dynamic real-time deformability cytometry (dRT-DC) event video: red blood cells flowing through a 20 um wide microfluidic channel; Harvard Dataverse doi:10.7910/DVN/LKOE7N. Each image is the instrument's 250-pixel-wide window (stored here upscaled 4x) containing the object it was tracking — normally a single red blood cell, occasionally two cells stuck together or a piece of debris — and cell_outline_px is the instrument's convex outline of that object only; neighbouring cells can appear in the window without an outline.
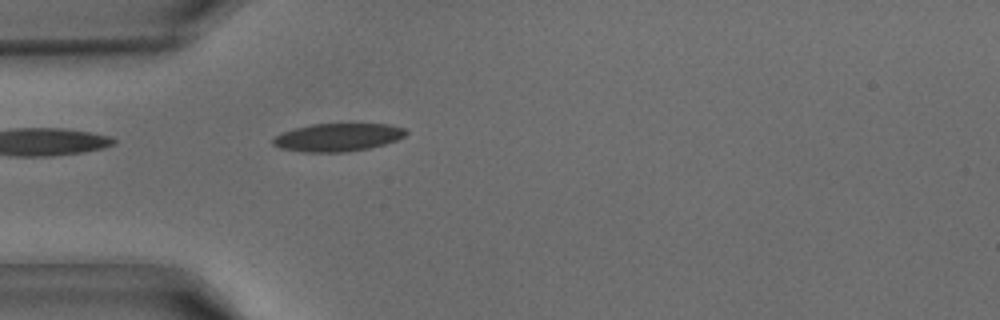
{"species": "common noctule bat (a hibernating species)", "species_latin": "Nyctalus noctula", "temperature_condition": "warm", "stored_images_in_passage": 31, "camera_frame_rate_fps": 3000, "um_per_image_px": 0.085, "animal": {"sex": "male", "body_mass_g": 15.6}, "frame": {"image": 1, "passage_image": 1, "time_ms": 0.0, "image_size_px": [1000, 320], "cell_outline_px": [[408, 132], [404, 136], [396, 140], [384, 144], [368, 148], [348, 152], [304, 152], [280, 148], [272, 144], [272, 140], [276, 136], [284, 132], [296, 128], [312, 124], [388, 124], [404, 128]], "centroid_in_image_um": [28.72, 11.67], "position_along_channel_um": 56.3, "area_um2": 21.5}}
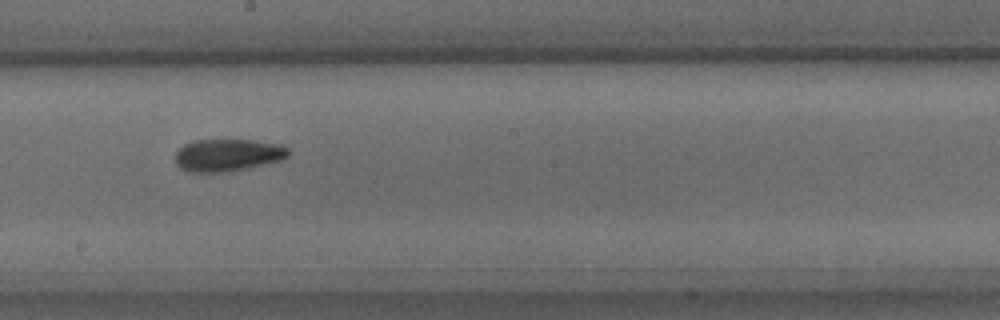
{"frame": {"image": 2, "passage_image": 12, "time_ms": 3.667, "image_size_px": [1000, 320], "cell_outline_px": [[292, 152], [288, 156], [280, 160], [232, 172], [188, 172], [180, 168], [176, 164], [176, 152], [184, 144], [196, 140], [252, 140], [280, 144], [288, 148]], "centroid_in_image_um": [19.37, 13.19], "position_along_channel_um": 228.8, "area_um2": 21.44}}
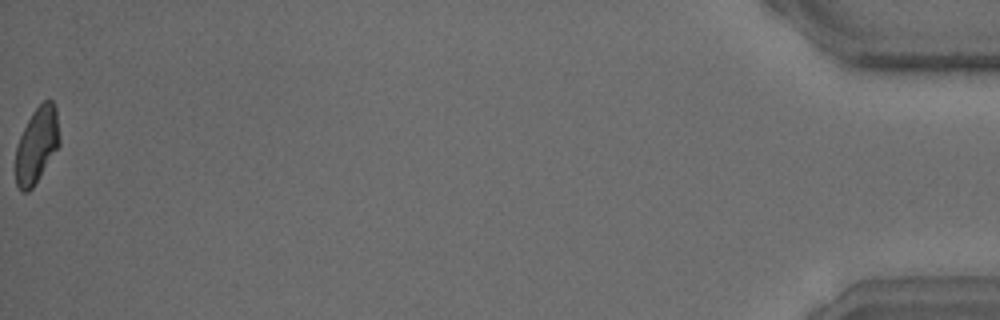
{"frame": {"image": 3, "passage_image": 31, "time_ms": 10.0, "image_size_px": [1000, 320], "cell_outline_px": [[60, 144], [32, 188], [28, 192], [20, 192], [16, 184], [16, 144], [32, 112], [44, 100], [52, 100], [56, 108], [60, 140]], "centroid_in_image_um": [3.12, 12.33], "position_along_channel_um": 432.1, "area_um2": 19.25}}